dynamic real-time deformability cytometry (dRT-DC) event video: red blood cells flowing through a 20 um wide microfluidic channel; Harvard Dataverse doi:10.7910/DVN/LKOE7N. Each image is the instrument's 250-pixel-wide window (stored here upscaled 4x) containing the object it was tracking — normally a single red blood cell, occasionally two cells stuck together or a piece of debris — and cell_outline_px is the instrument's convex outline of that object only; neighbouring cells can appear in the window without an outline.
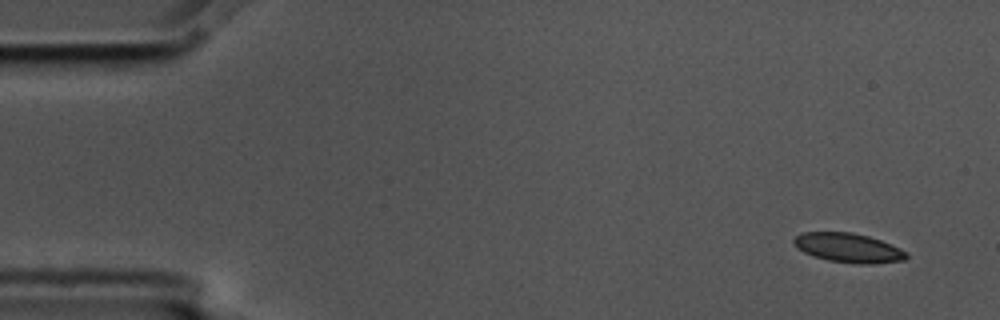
{"species": "common noctule bat (a hibernating species)", "species_latin": "Nyctalus noctula", "temperature_condition": "cold", "stored_images_in_passage": 13, "camera_frame_rate_fps": 3000, "um_per_image_px": 0.085, "animal": {"sex": "male", "body_mass_g": 17.5, "forearm_length_mm": 52.3}, "frame": {"image": 1, "passage_image": 1, "time_ms": 0.0, "image_size_px": [1000, 320], "cell_outline_px": [[908, 256], [904, 260], [872, 264], [860, 264], [828, 260], [804, 252], [796, 248], [792, 244], [792, 240], [796, 236], [804, 232], [852, 232], [868, 236], [880, 240], [900, 248], [908, 252]], "centroid_in_image_um": [72.11, 21.06], "position_along_channel_um": 12.9, "area_um2": 19.19}}
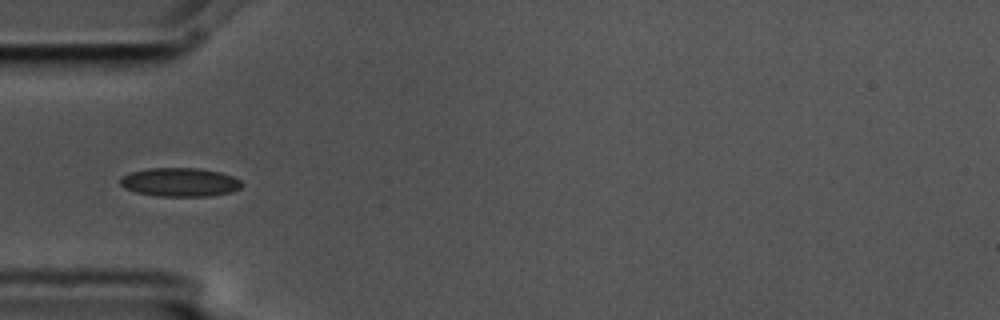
{"frame": {"image": 2, "passage_image": 4, "time_ms": 1.0, "image_size_px": [1000, 320], "cell_outline_px": [[244, 184], [240, 188], [232, 192], [208, 196], [156, 196], [136, 192], [124, 188], [120, 184], [120, 176], [132, 172], [148, 168], [200, 168], [220, 172], [232, 176], [240, 180]], "centroid_in_image_um": [15.29, 15.48], "position_along_channel_um": 69.7, "area_um2": 20.46}}
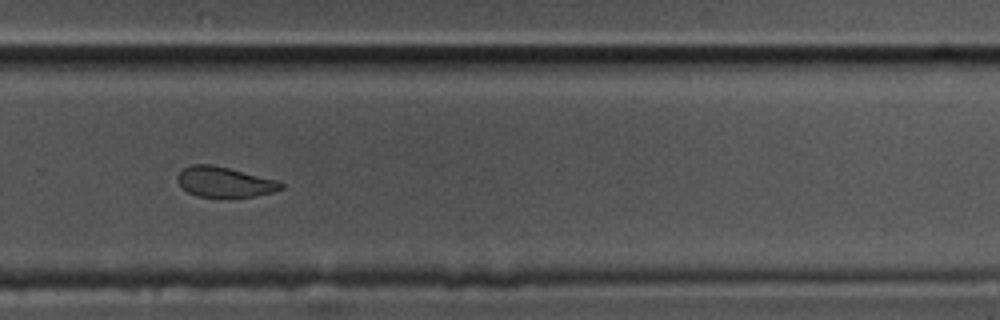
{"frame": {"image": 3, "passage_image": 10, "time_ms": 3.0, "image_size_px": [1000, 320], "cell_outline_px": [[284, 188], [272, 192], [256, 196], [196, 196], [188, 192], [180, 184], [176, 176], [184, 168], [192, 164], [212, 164], [276, 180], [284, 184]], "centroid_in_image_um": [19.08, 15.46], "position_along_channel_um": 310.7, "area_um2": 17.86}}